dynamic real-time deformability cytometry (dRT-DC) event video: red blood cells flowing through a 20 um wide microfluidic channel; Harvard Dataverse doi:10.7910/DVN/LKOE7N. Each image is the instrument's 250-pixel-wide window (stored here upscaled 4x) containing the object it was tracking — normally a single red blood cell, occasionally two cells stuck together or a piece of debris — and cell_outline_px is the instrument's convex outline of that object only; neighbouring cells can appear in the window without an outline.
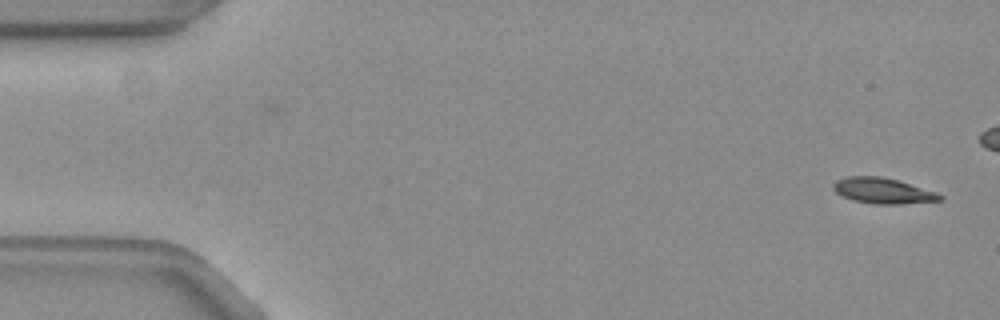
{"species": "common noctule bat (a hibernating species)", "species_latin": "Nyctalus noctula", "temperature_condition": "warm", "stored_images_in_passage": 46, "camera_frame_rate_fps": 3000, "um_per_image_px": 0.085, "animal": {"sex": "female", "body_mass_g": 19.3, "forearm_length_mm": 54.1}, "frame": {"image": 1, "passage_image": 1, "time_ms": 0.0, "image_size_px": [1000, 320], "cell_outline_px": [[944, 200], [900, 204], [872, 204], [852, 200], [840, 196], [832, 188], [832, 184], [836, 180], [848, 176], [880, 176], [896, 180], [936, 192], [944, 196]], "centroid_in_image_um": [75.01, 16.22], "position_along_channel_um": 10.0, "area_um2": 16.01}}
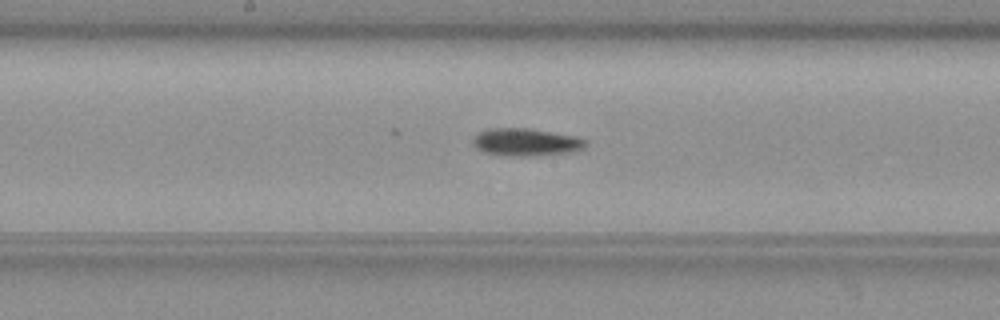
{"frame": {"image": 2, "passage_image": 27, "time_ms": 8.667, "image_size_px": [1000, 320], "cell_outline_px": [[588, 144], [584, 148], [576, 152], [536, 156], [508, 156], [484, 152], [476, 148], [472, 144], [472, 140], [480, 132], [488, 128], [528, 128], [576, 136], [588, 140]], "centroid_in_image_um": [44.76, 12.09], "position_along_channel_um": 203.4, "area_um2": 18.44}}
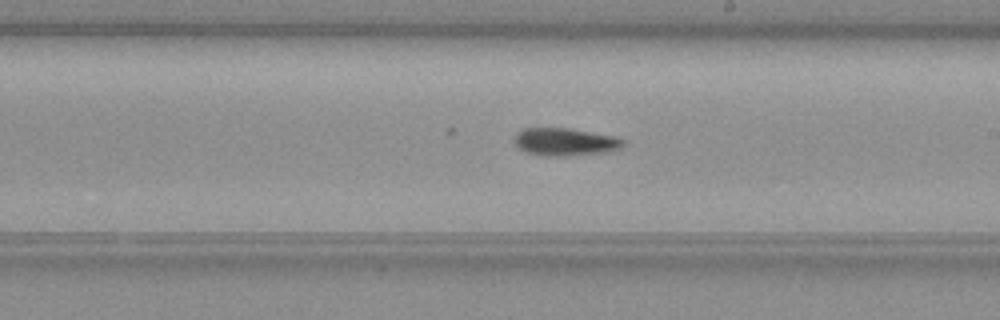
{"frame": {"image": 3, "passage_image": 30, "time_ms": 9.667, "image_size_px": [1000, 320], "cell_outline_px": [[624, 144], [620, 148], [608, 152], [564, 156], [544, 156], [524, 152], [512, 140], [516, 132], [524, 128], [568, 128], [616, 136], [624, 140]], "centroid_in_image_um": [48.01, 12.06], "position_along_channel_um": 241.0, "area_um2": 17.74}, "authors_computed_cell_mechanics": {"area_um2": 17.1377, "velocity_mm_per_s": 3.7718, "shape_relaxation_time_tau1_ms": 4.8823, "shape_relaxation_time_tau2_ms": null, "deformation_change_tau1": 0.1461, "deformation_change_tau2": null}}